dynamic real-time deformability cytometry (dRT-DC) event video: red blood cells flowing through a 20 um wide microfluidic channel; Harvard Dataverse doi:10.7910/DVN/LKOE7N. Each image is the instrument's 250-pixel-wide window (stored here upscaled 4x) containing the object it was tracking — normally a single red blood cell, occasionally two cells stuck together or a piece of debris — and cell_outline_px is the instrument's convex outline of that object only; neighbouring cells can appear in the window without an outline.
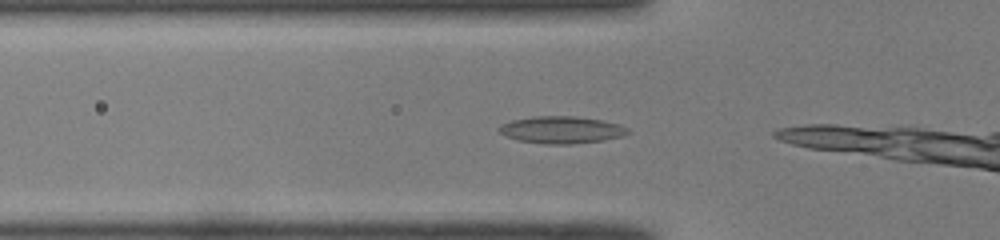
{"species": "common noctule bat (a hibernating species)", "species_latin": "Nyctalus noctula", "temperature_condition": "room temperature", "stored_images_in_passage": 5, "camera_frame_rate_fps": 3000, "um_per_image_px": 0.085, "animal": {"sex": "male", "body_mass_g": 19.0, "forearm_length_mm": 50.8}, "frame": {"image": 1, "passage_image": 3, "time_ms": 0.667, "image_size_px": [1000, 240], "cell_outline_px": [[632, 132], [624, 136], [604, 140], [572, 144], [544, 144], [520, 140], [508, 136], [500, 132], [496, 128], [512, 120], [532, 116], [576, 116], [600, 120], [620, 124], [628, 128]], "centroid_in_image_um": [47.79, 11.03], "position_along_channel_um": 78.0, "area_um2": 20.35}}